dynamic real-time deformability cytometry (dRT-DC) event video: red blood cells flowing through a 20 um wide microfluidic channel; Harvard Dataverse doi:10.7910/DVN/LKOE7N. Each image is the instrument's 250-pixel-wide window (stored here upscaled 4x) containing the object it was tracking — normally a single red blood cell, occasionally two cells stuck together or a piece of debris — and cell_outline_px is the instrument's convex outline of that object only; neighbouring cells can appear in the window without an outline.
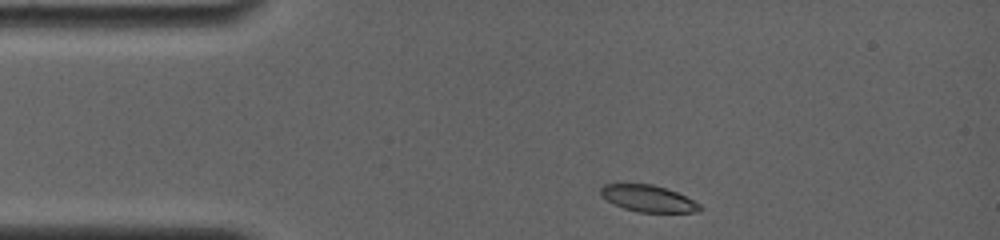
{"species": "common noctule bat (a hibernating species)", "species_latin": "Nyctalus noctula", "temperature_condition": "room temperature", "stored_images_in_passage": 37, "camera_frame_rate_fps": 4000, "um_per_image_px": 0.085, "animal": {"sex": "female", "body_mass_g": 19.0, "forearm_length_mm": 56.7}, "frame": {"image": 1, "passage_image": 1, "time_ms": 0.0, "image_size_px": [1000, 240], "cell_outline_px": [[704, 208], [700, 212], [640, 212], [624, 208], [600, 196], [600, 188], [604, 184], [652, 184], [676, 192], [700, 204]], "centroid_in_image_um": [55.11, 16.88], "position_along_channel_um": 29.9, "area_um2": 15.2}}
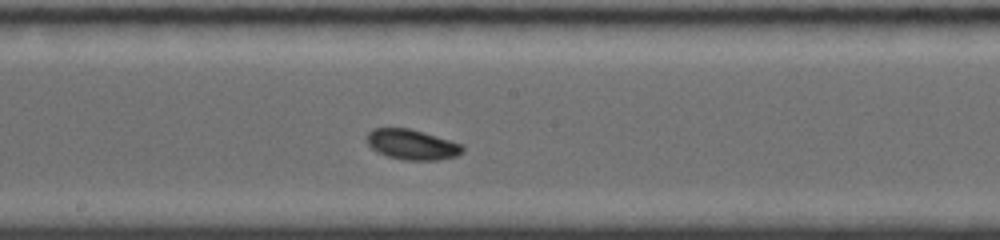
{"frame": {"image": 2, "passage_image": 22, "time_ms": 6.0, "image_size_px": [1000, 240], "cell_outline_px": [[464, 152], [456, 156], [436, 160], [404, 160], [388, 156], [376, 152], [364, 140], [368, 132], [372, 128], [408, 128], [464, 144]], "centroid_in_image_um": [35.0, 12.28], "position_along_channel_um": 213.2, "area_um2": 16.99}}
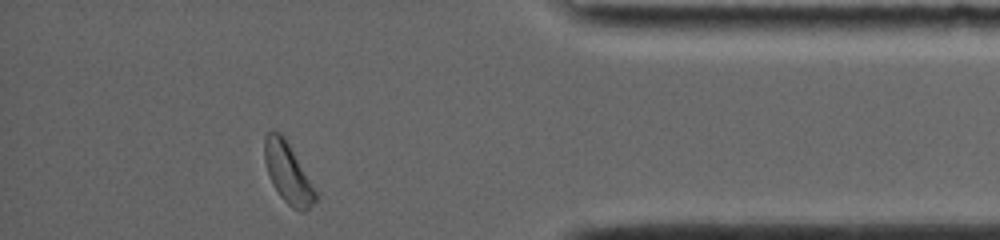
{"frame": {"image": 3, "passage_image": 37, "time_ms": 11.75, "image_size_px": [1000, 240], "cell_outline_px": [[316, 200], [304, 212], [300, 212], [292, 208], [280, 196], [272, 184], [264, 160], [264, 136], [272, 128], [280, 132], [284, 136], [316, 192]], "centroid_in_image_um": [24.42, 14.67], "position_along_channel_um": 410.8, "area_um2": 17.63}, "authors_computed_cell_mechanics": {"area_um2": 16.6464, "velocity_mm_per_s": 3.7679, "shape_relaxation_time_tau1_ms": 2.2355, "shape_relaxation_time_tau2_ms": null, "deformation_change_tau1": 0.1016, "deformation_change_tau2": null}}